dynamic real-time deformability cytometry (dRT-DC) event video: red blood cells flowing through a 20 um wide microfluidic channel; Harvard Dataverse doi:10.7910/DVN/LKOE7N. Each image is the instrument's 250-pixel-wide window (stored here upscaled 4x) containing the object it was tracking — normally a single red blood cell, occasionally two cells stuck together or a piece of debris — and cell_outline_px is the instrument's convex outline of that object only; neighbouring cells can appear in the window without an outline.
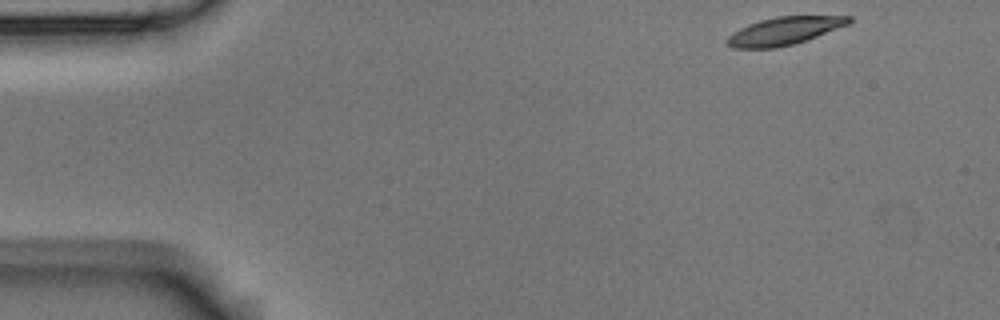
{"species": "Egyptian fruit bat (a non-hibernating species)", "species_latin": "Rousettus aegyptiacus", "temperature_condition": "room temperature", "stored_images_in_passage": 4, "camera_frame_rate_fps": 3000, "um_per_image_px": 0.085, "animal": {"sex": "male"}, "frame": {"image": 1, "passage_image": 1, "time_ms": 0.0, "image_size_px": [1000, 320], "cell_outline_px": [[852, 20], [848, 24], [816, 36], [792, 44], [776, 48], [732, 48], [724, 44], [724, 40], [732, 32], [748, 24], [760, 20], [776, 16], [852, 16]], "centroid_in_image_um": [66.57, 2.63], "position_along_channel_um": 18.4, "area_um2": 19.65}}
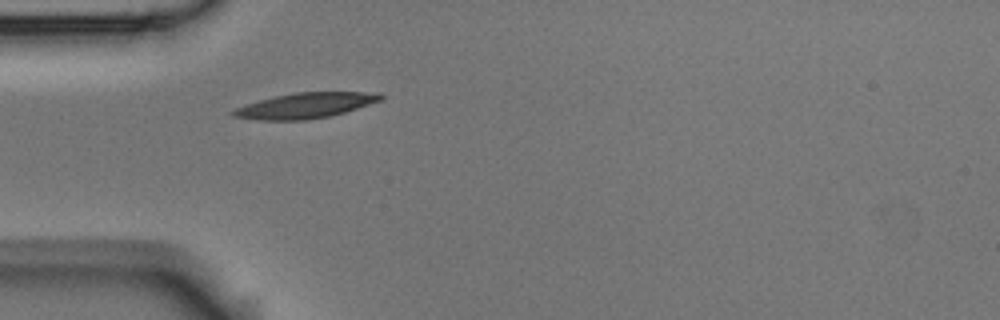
{"frame": {"image": 2, "passage_image": 4, "time_ms": 1.0, "image_size_px": [1000, 320], "cell_outline_px": [[384, 100], [332, 116], [308, 120], [260, 120], [232, 116], [228, 112], [236, 108], [260, 100], [292, 92], [380, 92], [384, 96]], "centroid_in_image_um": [26.02, 8.97], "position_along_channel_um": 59.0, "area_um2": 22.02}}